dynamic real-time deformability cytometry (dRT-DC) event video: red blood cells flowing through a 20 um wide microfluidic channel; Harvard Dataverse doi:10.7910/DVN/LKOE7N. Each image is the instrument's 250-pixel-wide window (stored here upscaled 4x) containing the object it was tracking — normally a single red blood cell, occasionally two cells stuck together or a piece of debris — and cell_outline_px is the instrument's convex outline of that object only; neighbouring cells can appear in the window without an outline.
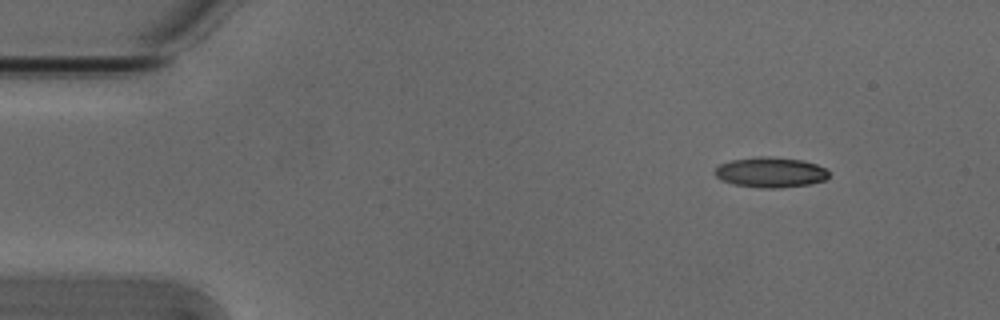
{"species": "Egyptian fruit bat (a non-hibernating species)", "species_latin": "Rousettus aegyptiacus", "temperature_condition": "cold", "stored_images_in_passage": 48, "camera_frame_rate_fps": 3000, "um_per_image_px": 0.085, "animal": {"sex": "male"}, "frame": {"image": 1, "passage_image": 1, "time_ms": 0.0, "image_size_px": [1000, 320], "cell_outline_px": [[828, 176], [824, 180], [808, 184], [780, 188], [760, 188], [732, 184], [720, 180], [712, 172], [720, 164], [732, 160], [756, 156], [772, 156], [800, 160], [816, 164], [824, 168], [828, 172]], "centroid_in_image_um": [65.44, 14.65], "position_along_channel_um": 19.6, "area_um2": 20.17}}
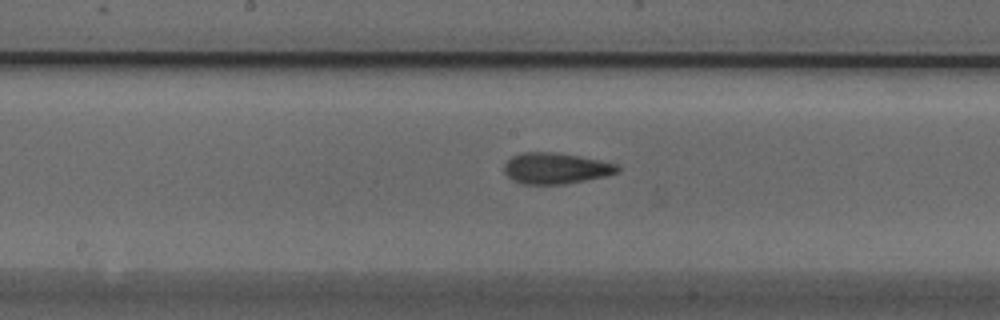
{"frame": {"image": 2, "passage_image": 22, "time_ms": 7.0, "image_size_px": [1000, 320], "cell_outline_px": [[620, 172], [608, 176], [564, 184], [524, 184], [512, 180], [504, 172], [504, 164], [512, 156], [520, 152], [556, 152], [580, 156], [600, 160], [616, 164], [620, 168]], "centroid_in_image_um": [47.25, 14.3], "position_along_channel_um": 200.9, "area_um2": 20.69}}
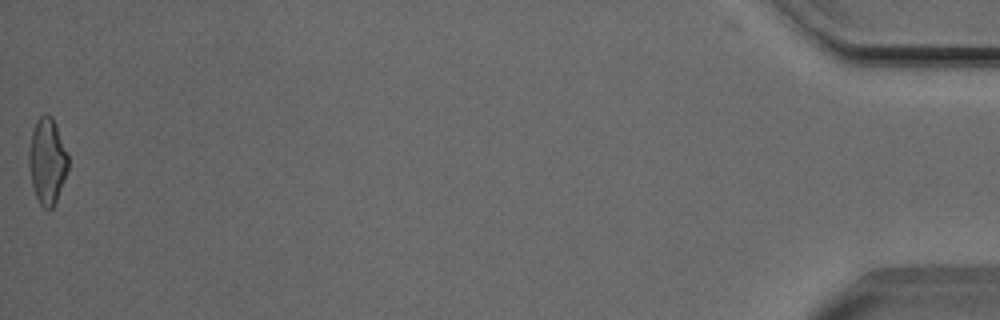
{"frame": {"image": 3, "passage_image": 48, "time_ms": 15.667, "image_size_px": [1000, 320], "cell_outline_px": [[68, 168], [56, 200], [52, 208], [48, 212], [40, 204], [36, 196], [32, 184], [28, 164], [28, 152], [32, 132], [36, 120], [44, 112], [52, 116], [56, 124], [68, 152]], "centroid_in_image_um": [4.01, 13.66], "position_along_channel_um": 431.2, "area_um2": 19.77}, "authors_computed_cell_mechanics": {"area_um2": 20.1144, "velocity_mm_per_s": 3.8569, "shape_relaxation_time_tau1_ms": 3.7135, "shape_relaxation_time_tau2_ms": 1.549, "deformation_change_tau1": 0.159, "deformation_change_tau2": 0.095}}